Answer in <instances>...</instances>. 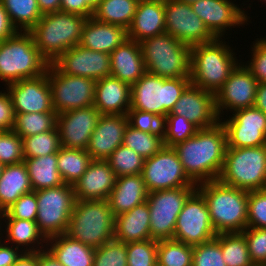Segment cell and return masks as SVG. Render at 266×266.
<instances>
[{
    "instance_id": "13",
    "label": "cell",
    "mask_w": 266,
    "mask_h": 266,
    "mask_svg": "<svg viewBox=\"0 0 266 266\" xmlns=\"http://www.w3.org/2000/svg\"><path fill=\"white\" fill-rule=\"evenodd\" d=\"M142 176L148 193L181 187H197L185 174L173 147L164 146L154 156L146 158Z\"/></svg>"
},
{
    "instance_id": "14",
    "label": "cell",
    "mask_w": 266,
    "mask_h": 266,
    "mask_svg": "<svg viewBox=\"0 0 266 266\" xmlns=\"http://www.w3.org/2000/svg\"><path fill=\"white\" fill-rule=\"evenodd\" d=\"M217 236L204 197L196 190L178 214L173 239L195 246Z\"/></svg>"
},
{
    "instance_id": "54",
    "label": "cell",
    "mask_w": 266,
    "mask_h": 266,
    "mask_svg": "<svg viewBox=\"0 0 266 266\" xmlns=\"http://www.w3.org/2000/svg\"><path fill=\"white\" fill-rule=\"evenodd\" d=\"M6 92L0 91V131L13 130L15 124L12 99L9 92Z\"/></svg>"
},
{
    "instance_id": "8",
    "label": "cell",
    "mask_w": 266,
    "mask_h": 266,
    "mask_svg": "<svg viewBox=\"0 0 266 266\" xmlns=\"http://www.w3.org/2000/svg\"><path fill=\"white\" fill-rule=\"evenodd\" d=\"M218 180L248 192L265 189L266 145L227 148Z\"/></svg>"
},
{
    "instance_id": "17",
    "label": "cell",
    "mask_w": 266,
    "mask_h": 266,
    "mask_svg": "<svg viewBox=\"0 0 266 266\" xmlns=\"http://www.w3.org/2000/svg\"><path fill=\"white\" fill-rule=\"evenodd\" d=\"M242 63V64H241ZM258 81L251 71L241 62L231 72L223 86L215 93L216 110L219 118L223 110L234 112L254 107Z\"/></svg>"
},
{
    "instance_id": "27",
    "label": "cell",
    "mask_w": 266,
    "mask_h": 266,
    "mask_svg": "<svg viewBox=\"0 0 266 266\" xmlns=\"http://www.w3.org/2000/svg\"><path fill=\"white\" fill-rule=\"evenodd\" d=\"M111 76L136 83L145 73L146 67L139 42L126 39L110 53Z\"/></svg>"
},
{
    "instance_id": "57",
    "label": "cell",
    "mask_w": 266,
    "mask_h": 266,
    "mask_svg": "<svg viewBox=\"0 0 266 266\" xmlns=\"http://www.w3.org/2000/svg\"><path fill=\"white\" fill-rule=\"evenodd\" d=\"M17 32V28L12 24L7 11L0 1V42L14 36Z\"/></svg>"
},
{
    "instance_id": "34",
    "label": "cell",
    "mask_w": 266,
    "mask_h": 266,
    "mask_svg": "<svg viewBox=\"0 0 266 266\" xmlns=\"http://www.w3.org/2000/svg\"><path fill=\"white\" fill-rule=\"evenodd\" d=\"M24 163L33 191L65 184L57 169V153L36 158H25Z\"/></svg>"
},
{
    "instance_id": "37",
    "label": "cell",
    "mask_w": 266,
    "mask_h": 266,
    "mask_svg": "<svg viewBox=\"0 0 266 266\" xmlns=\"http://www.w3.org/2000/svg\"><path fill=\"white\" fill-rule=\"evenodd\" d=\"M18 31H30L42 18L37 0H0Z\"/></svg>"
},
{
    "instance_id": "15",
    "label": "cell",
    "mask_w": 266,
    "mask_h": 266,
    "mask_svg": "<svg viewBox=\"0 0 266 266\" xmlns=\"http://www.w3.org/2000/svg\"><path fill=\"white\" fill-rule=\"evenodd\" d=\"M164 13L165 32L180 42L191 47L216 39L190 4L178 0H164Z\"/></svg>"
},
{
    "instance_id": "9",
    "label": "cell",
    "mask_w": 266,
    "mask_h": 266,
    "mask_svg": "<svg viewBox=\"0 0 266 266\" xmlns=\"http://www.w3.org/2000/svg\"><path fill=\"white\" fill-rule=\"evenodd\" d=\"M190 84V77L162 78L146 72L131 85L130 109L166 116Z\"/></svg>"
},
{
    "instance_id": "59",
    "label": "cell",
    "mask_w": 266,
    "mask_h": 266,
    "mask_svg": "<svg viewBox=\"0 0 266 266\" xmlns=\"http://www.w3.org/2000/svg\"><path fill=\"white\" fill-rule=\"evenodd\" d=\"M254 107L266 115V83H258Z\"/></svg>"
},
{
    "instance_id": "10",
    "label": "cell",
    "mask_w": 266,
    "mask_h": 266,
    "mask_svg": "<svg viewBox=\"0 0 266 266\" xmlns=\"http://www.w3.org/2000/svg\"><path fill=\"white\" fill-rule=\"evenodd\" d=\"M36 192V223L46 239L66 233L76 198L73 185L41 189Z\"/></svg>"
},
{
    "instance_id": "38",
    "label": "cell",
    "mask_w": 266,
    "mask_h": 266,
    "mask_svg": "<svg viewBox=\"0 0 266 266\" xmlns=\"http://www.w3.org/2000/svg\"><path fill=\"white\" fill-rule=\"evenodd\" d=\"M57 125V113H24L15 114L13 131L22 139L42 132L53 130Z\"/></svg>"
},
{
    "instance_id": "44",
    "label": "cell",
    "mask_w": 266,
    "mask_h": 266,
    "mask_svg": "<svg viewBox=\"0 0 266 266\" xmlns=\"http://www.w3.org/2000/svg\"><path fill=\"white\" fill-rule=\"evenodd\" d=\"M128 124L142 132L155 134L164 139L166 132V116L141 110L129 109Z\"/></svg>"
},
{
    "instance_id": "22",
    "label": "cell",
    "mask_w": 266,
    "mask_h": 266,
    "mask_svg": "<svg viewBox=\"0 0 266 266\" xmlns=\"http://www.w3.org/2000/svg\"><path fill=\"white\" fill-rule=\"evenodd\" d=\"M100 115L94 105L57 114L61 146L86 150Z\"/></svg>"
},
{
    "instance_id": "29",
    "label": "cell",
    "mask_w": 266,
    "mask_h": 266,
    "mask_svg": "<svg viewBox=\"0 0 266 266\" xmlns=\"http://www.w3.org/2000/svg\"><path fill=\"white\" fill-rule=\"evenodd\" d=\"M148 191L142 174L117 177L107 199L114 216L127 212L147 201Z\"/></svg>"
},
{
    "instance_id": "47",
    "label": "cell",
    "mask_w": 266,
    "mask_h": 266,
    "mask_svg": "<svg viewBox=\"0 0 266 266\" xmlns=\"http://www.w3.org/2000/svg\"><path fill=\"white\" fill-rule=\"evenodd\" d=\"M93 266H127V244L114 238L95 248Z\"/></svg>"
},
{
    "instance_id": "19",
    "label": "cell",
    "mask_w": 266,
    "mask_h": 266,
    "mask_svg": "<svg viewBox=\"0 0 266 266\" xmlns=\"http://www.w3.org/2000/svg\"><path fill=\"white\" fill-rule=\"evenodd\" d=\"M216 39L224 38L226 30L245 25L250 17L231 0H198L190 4Z\"/></svg>"
},
{
    "instance_id": "51",
    "label": "cell",
    "mask_w": 266,
    "mask_h": 266,
    "mask_svg": "<svg viewBox=\"0 0 266 266\" xmlns=\"http://www.w3.org/2000/svg\"><path fill=\"white\" fill-rule=\"evenodd\" d=\"M242 233L254 265L266 266V228L246 227Z\"/></svg>"
},
{
    "instance_id": "33",
    "label": "cell",
    "mask_w": 266,
    "mask_h": 266,
    "mask_svg": "<svg viewBox=\"0 0 266 266\" xmlns=\"http://www.w3.org/2000/svg\"><path fill=\"white\" fill-rule=\"evenodd\" d=\"M33 191L26 165L23 162L5 165L0 178V213L23 194Z\"/></svg>"
},
{
    "instance_id": "64",
    "label": "cell",
    "mask_w": 266,
    "mask_h": 266,
    "mask_svg": "<svg viewBox=\"0 0 266 266\" xmlns=\"http://www.w3.org/2000/svg\"><path fill=\"white\" fill-rule=\"evenodd\" d=\"M4 167H5V165L0 163V178H1L2 172L4 170Z\"/></svg>"
},
{
    "instance_id": "28",
    "label": "cell",
    "mask_w": 266,
    "mask_h": 266,
    "mask_svg": "<svg viewBox=\"0 0 266 266\" xmlns=\"http://www.w3.org/2000/svg\"><path fill=\"white\" fill-rule=\"evenodd\" d=\"M127 39L123 27L104 23L89 17L82 29L79 45L103 53H111Z\"/></svg>"
},
{
    "instance_id": "35",
    "label": "cell",
    "mask_w": 266,
    "mask_h": 266,
    "mask_svg": "<svg viewBox=\"0 0 266 266\" xmlns=\"http://www.w3.org/2000/svg\"><path fill=\"white\" fill-rule=\"evenodd\" d=\"M139 0H101L94 9L93 17L104 23L128 30L132 24Z\"/></svg>"
},
{
    "instance_id": "24",
    "label": "cell",
    "mask_w": 266,
    "mask_h": 266,
    "mask_svg": "<svg viewBox=\"0 0 266 266\" xmlns=\"http://www.w3.org/2000/svg\"><path fill=\"white\" fill-rule=\"evenodd\" d=\"M117 175L107 160H92L86 172L73 184L76 200H107Z\"/></svg>"
},
{
    "instance_id": "32",
    "label": "cell",
    "mask_w": 266,
    "mask_h": 266,
    "mask_svg": "<svg viewBox=\"0 0 266 266\" xmlns=\"http://www.w3.org/2000/svg\"><path fill=\"white\" fill-rule=\"evenodd\" d=\"M46 244L45 247L64 266H93L95 248L72 239L65 233L47 239Z\"/></svg>"
},
{
    "instance_id": "55",
    "label": "cell",
    "mask_w": 266,
    "mask_h": 266,
    "mask_svg": "<svg viewBox=\"0 0 266 266\" xmlns=\"http://www.w3.org/2000/svg\"><path fill=\"white\" fill-rule=\"evenodd\" d=\"M60 11L66 13H74L84 17H93L94 9L81 0H61Z\"/></svg>"
},
{
    "instance_id": "23",
    "label": "cell",
    "mask_w": 266,
    "mask_h": 266,
    "mask_svg": "<svg viewBox=\"0 0 266 266\" xmlns=\"http://www.w3.org/2000/svg\"><path fill=\"white\" fill-rule=\"evenodd\" d=\"M127 125V115L101 114L86 149L92 160H107L123 145Z\"/></svg>"
},
{
    "instance_id": "31",
    "label": "cell",
    "mask_w": 266,
    "mask_h": 266,
    "mask_svg": "<svg viewBox=\"0 0 266 266\" xmlns=\"http://www.w3.org/2000/svg\"><path fill=\"white\" fill-rule=\"evenodd\" d=\"M2 221L5 230L2 229ZM2 231H4L2 233ZM0 237L5 235V241L7 244L16 245L17 248L22 246V251L24 252H37L44 250V246L47 244V239L40 232L36 221H29L24 219L16 218H0ZM30 245V246H29ZM41 245V246H40ZM26 247V248H24ZM35 247V248H34ZM24 249V250H23Z\"/></svg>"
},
{
    "instance_id": "40",
    "label": "cell",
    "mask_w": 266,
    "mask_h": 266,
    "mask_svg": "<svg viewBox=\"0 0 266 266\" xmlns=\"http://www.w3.org/2000/svg\"><path fill=\"white\" fill-rule=\"evenodd\" d=\"M193 246L167 239L158 241L157 264L159 266H192Z\"/></svg>"
},
{
    "instance_id": "25",
    "label": "cell",
    "mask_w": 266,
    "mask_h": 266,
    "mask_svg": "<svg viewBox=\"0 0 266 266\" xmlns=\"http://www.w3.org/2000/svg\"><path fill=\"white\" fill-rule=\"evenodd\" d=\"M94 107L101 114L127 115L131 106V85L113 76L96 81Z\"/></svg>"
},
{
    "instance_id": "63",
    "label": "cell",
    "mask_w": 266,
    "mask_h": 266,
    "mask_svg": "<svg viewBox=\"0 0 266 266\" xmlns=\"http://www.w3.org/2000/svg\"><path fill=\"white\" fill-rule=\"evenodd\" d=\"M178 1L186 2V3H188V4H191V3L196 2V1H198V0H178Z\"/></svg>"
},
{
    "instance_id": "49",
    "label": "cell",
    "mask_w": 266,
    "mask_h": 266,
    "mask_svg": "<svg viewBox=\"0 0 266 266\" xmlns=\"http://www.w3.org/2000/svg\"><path fill=\"white\" fill-rule=\"evenodd\" d=\"M23 139L13 130L0 131V163L17 164L24 161Z\"/></svg>"
},
{
    "instance_id": "43",
    "label": "cell",
    "mask_w": 266,
    "mask_h": 266,
    "mask_svg": "<svg viewBox=\"0 0 266 266\" xmlns=\"http://www.w3.org/2000/svg\"><path fill=\"white\" fill-rule=\"evenodd\" d=\"M107 161L117 177H120L142 174L145 159L134 150L120 145Z\"/></svg>"
},
{
    "instance_id": "3",
    "label": "cell",
    "mask_w": 266,
    "mask_h": 266,
    "mask_svg": "<svg viewBox=\"0 0 266 266\" xmlns=\"http://www.w3.org/2000/svg\"><path fill=\"white\" fill-rule=\"evenodd\" d=\"M230 48L222 39L191 46V84L215 94L240 63Z\"/></svg>"
},
{
    "instance_id": "61",
    "label": "cell",
    "mask_w": 266,
    "mask_h": 266,
    "mask_svg": "<svg viewBox=\"0 0 266 266\" xmlns=\"http://www.w3.org/2000/svg\"><path fill=\"white\" fill-rule=\"evenodd\" d=\"M12 266H37V252H24Z\"/></svg>"
},
{
    "instance_id": "4",
    "label": "cell",
    "mask_w": 266,
    "mask_h": 266,
    "mask_svg": "<svg viewBox=\"0 0 266 266\" xmlns=\"http://www.w3.org/2000/svg\"><path fill=\"white\" fill-rule=\"evenodd\" d=\"M87 19L61 11L47 13L29 32L40 54L53 63L65 51L79 44Z\"/></svg>"
},
{
    "instance_id": "2",
    "label": "cell",
    "mask_w": 266,
    "mask_h": 266,
    "mask_svg": "<svg viewBox=\"0 0 266 266\" xmlns=\"http://www.w3.org/2000/svg\"><path fill=\"white\" fill-rule=\"evenodd\" d=\"M204 197L217 234L242 232L247 227L248 191L223 184L218 179L197 185Z\"/></svg>"
},
{
    "instance_id": "53",
    "label": "cell",
    "mask_w": 266,
    "mask_h": 266,
    "mask_svg": "<svg viewBox=\"0 0 266 266\" xmlns=\"http://www.w3.org/2000/svg\"><path fill=\"white\" fill-rule=\"evenodd\" d=\"M251 49L252 57L244 64L258 83H266V39H256Z\"/></svg>"
},
{
    "instance_id": "26",
    "label": "cell",
    "mask_w": 266,
    "mask_h": 266,
    "mask_svg": "<svg viewBox=\"0 0 266 266\" xmlns=\"http://www.w3.org/2000/svg\"><path fill=\"white\" fill-rule=\"evenodd\" d=\"M165 32L164 0H139L127 39L141 42Z\"/></svg>"
},
{
    "instance_id": "1",
    "label": "cell",
    "mask_w": 266,
    "mask_h": 266,
    "mask_svg": "<svg viewBox=\"0 0 266 266\" xmlns=\"http://www.w3.org/2000/svg\"><path fill=\"white\" fill-rule=\"evenodd\" d=\"M183 170L196 185L217 180L227 149V133L223 124L198 129L196 134L173 147Z\"/></svg>"
},
{
    "instance_id": "20",
    "label": "cell",
    "mask_w": 266,
    "mask_h": 266,
    "mask_svg": "<svg viewBox=\"0 0 266 266\" xmlns=\"http://www.w3.org/2000/svg\"><path fill=\"white\" fill-rule=\"evenodd\" d=\"M15 114L52 112L51 89L47 73L7 84Z\"/></svg>"
},
{
    "instance_id": "46",
    "label": "cell",
    "mask_w": 266,
    "mask_h": 266,
    "mask_svg": "<svg viewBox=\"0 0 266 266\" xmlns=\"http://www.w3.org/2000/svg\"><path fill=\"white\" fill-rule=\"evenodd\" d=\"M198 128L180 115H166L164 145L174 147L196 134Z\"/></svg>"
},
{
    "instance_id": "39",
    "label": "cell",
    "mask_w": 266,
    "mask_h": 266,
    "mask_svg": "<svg viewBox=\"0 0 266 266\" xmlns=\"http://www.w3.org/2000/svg\"><path fill=\"white\" fill-rule=\"evenodd\" d=\"M221 252L226 266H254L242 232L221 233Z\"/></svg>"
},
{
    "instance_id": "30",
    "label": "cell",
    "mask_w": 266,
    "mask_h": 266,
    "mask_svg": "<svg viewBox=\"0 0 266 266\" xmlns=\"http://www.w3.org/2000/svg\"><path fill=\"white\" fill-rule=\"evenodd\" d=\"M114 238L125 244L152 239L147 201L115 216Z\"/></svg>"
},
{
    "instance_id": "48",
    "label": "cell",
    "mask_w": 266,
    "mask_h": 266,
    "mask_svg": "<svg viewBox=\"0 0 266 266\" xmlns=\"http://www.w3.org/2000/svg\"><path fill=\"white\" fill-rule=\"evenodd\" d=\"M192 266H226L221 252V233L208 242L193 246Z\"/></svg>"
},
{
    "instance_id": "41",
    "label": "cell",
    "mask_w": 266,
    "mask_h": 266,
    "mask_svg": "<svg viewBox=\"0 0 266 266\" xmlns=\"http://www.w3.org/2000/svg\"><path fill=\"white\" fill-rule=\"evenodd\" d=\"M123 145L134 150L144 159L154 156L165 146L160 136L142 132L129 124L124 131Z\"/></svg>"
},
{
    "instance_id": "6",
    "label": "cell",
    "mask_w": 266,
    "mask_h": 266,
    "mask_svg": "<svg viewBox=\"0 0 266 266\" xmlns=\"http://www.w3.org/2000/svg\"><path fill=\"white\" fill-rule=\"evenodd\" d=\"M114 223L107 200H76L65 234L98 248L114 239Z\"/></svg>"
},
{
    "instance_id": "50",
    "label": "cell",
    "mask_w": 266,
    "mask_h": 266,
    "mask_svg": "<svg viewBox=\"0 0 266 266\" xmlns=\"http://www.w3.org/2000/svg\"><path fill=\"white\" fill-rule=\"evenodd\" d=\"M36 192L31 191L19 197L10 207L0 213V218H16L36 221L37 207Z\"/></svg>"
},
{
    "instance_id": "58",
    "label": "cell",
    "mask_w": 266,
    "mask_h": 266,
    "mask_svg": "<svg viewBox=\"0 0 266 266\" xmlns=\"http://www.w3.org/2000/svg\"><path fill=\"white\" fill-rule=\"evenodd\" d=\"M37 266H64L56 257L48 250L45 249L37 251Z\"/></svg>"
},
{
    "instance_id": "45",
    "label": "cell",
    "mask_w": 266,
    "mask_h": 266,
    "mask_svg": "<svg viewBox=\"0 0 266 266\" xmlns=\"http://www.w3.org/2000/svg\"><path fill=\"white\" fill-rule=\"evenodd\" d=\"M127 244V266H156L158 241L147 239Z\"/></svg>"
},
{
    "instance_id": "12",
    "label": "cell",
    "mask_w": 266,
    "mask_h": 266,
    "mask_svg": "<svg viewBox=\"0 0 266 266\" xmlns=\"http://www.w3.org/2000/svg\"><path fill=\"white\" fill-rule=\"evenodd\" d=\"M46 73L51 89L52 108L57 114L93 105L94 79L66 75L53 63H49Z\"/></svg>"
},
{
    "instance_id": "52",
    "label": "cell",
    "mask_w": 266,
    "mask_h": 266,
    "mask_svg": "<svg viewBox=\"0 0 266 266\" xmlns=\"http://www.w3.org/2000/svg\"><path fill=\"white\" fill-rule=\"evenodd\" d=\"M247 227L266 228V189L248 192Z\"/></svg>"
},
{
    "instance_id": "16",
    "label": "cell",
    "mask_w": 266,
    "mask_h": 266,
    "mask_svg": "<svg viewBox=\"0 0 266 266\" xmlns=\"http://www.w3.org/2000/svg\"><path fill=\"white\" fill-rule=\"evenodd\" d=\"M233 113L223 122L220 119L227 133V148L266 145V115L261 110L250 107Z\"/></svg>"
},
{
    "instance_id": "11",
    "label": "cell",
    "mask_w": 266,
    "mask_h": 266,
    "mask_svg": "<svg viewBox=\"0 0 266 266\" xmlns=\"http://www.w3.org/2000/svg\"><path fill=\"white\" fill-rule=\"evenodd\" d=\"M197 187H181L148 193L151 238L173 239L176 220L187 199Z\"/></svg>"
},
{
    "instance_id": "62",
    "label": "cell",
    "mask_w": 266,
    "mask_h": 266,
    "mask_svg": "<svg viewBox=\"0 0 266 266\" xmlns=\"http://www.w3.org/2000/svg\"><path fill=\"white\" fill-rule=\"evenodd\" d=\"M101 0H81V2H87L93 9H95Z\"/></svg>"
},
{
    "instance_id": "7",
    "label": "cell",
    "mask_w": 266,
    "mask_h": 266,
    "mask_svg": "<svg viewBox=\"0 0 266 266\" xmlns=\"http://www.w3.org/2000/svg\"><path fill=\"white\" fill-rule=\"evenodd\" d=\"M146 72L162 78L190 77L191 47L169 33L140 42Z\"/></svg>"
},
{
    "instance_id": "36",
    "label": "cell",
    "mask_w": 266,
    "mask_h": 266,
    "mask_svg": "<svg viewBox=\"0 0 266 266\" xmlns=\"http://www.w3.org/2000/svg\"><path fill=\"white\" fill-rule=\"evenodd\" d=\"M57 169L65 184L73 185L87 170L92 161L84 149L61 147L57 152Z\"/></svg>"
},
{
    "instance_id": "18",
    "label": "cell",
    "mask_w": 266,
    "mask_h": 266,
    "mask_svg": "<svg viewBox=\"0 0 266 266\" xmlns=\"http://www.w3.org/2000/svg\"><path fill=\"white\" fill-rule=\"evenodd\" d=\"M53 64L64 74L98 81L111 75L110 54L86 49L79 44L61 54Z\"/></svg>"
},
{
    "instance_id": "21",
    "label": "cell",
    "mask_w": 266,
    "mask_h": 266,
    "mask_svg": "<svg viewBox=\"0 0 266 266\" xmlns=\"http://www.w3.org/2000/svg\"><path fill=\"white\" fill-rule=\"evenodd\" d=\"M167 115H180L198 129L209 128L220 122L215 94L190 84Z\"/></svg>"
},
{
    "instance_id": "60",
    "label": "cell",
    "mask_w": 266,
    "mask_h": 266,
    "mask_svg": "<svg viewBox=\"0 0 266 266\" xmlns=\"http://www.w3.org/2000/svg\"><path fill=\"white\" fill-rule=\"evenodd\" d=\"M42 14L60 11L61 0H37Z\"/></svg>"
},
{
    "instance_id": "56",
    "label": "cell",
    "mask_w": 266,
    "mask_h": 266,
    "mask_svg": "<svg viewBox=\"0 0 266 266\" xmlns=\"http://www.w3.org/2000/svg\"><path fill=\"white\" fill-rule=\"evenodd\" d=\"M2 239L3 238L0 237V266H12L24 251H21V248L19 249L14 245L11 246L2 242Z\"/></svg>"
},
{
    "instance_id": "42",
    "label": "cell",
    "mask_w": 266,
    "mask_h": 266,
    "mask_svg": "<svg viewBox=\"0 0 266 266\" xmlns=\"http://www.w3.org/2000/svg\"><path fill=\"white\" fill-rule=\"evenodd\" d=\"M61 147L57 126L53 130L23 138L24 158H36L55 154Z\"/></svg>"
},
{
    "instance_id": "5",
    "label": "cell",
    "mask_w": 266,
    "mask_h": 266,
    "mask_svg": "<svg viewBox=\"0 0 266 266\" xmlns=\"http://www.w3.org/2000/svg\"><path fill=\"white\" fill-rule=\"evenodd\" d=\"M49 62L40 54L29 31H18L0 42V79L7 84L36 78L44 73Z\"/></svg>"
}]
</instances>
